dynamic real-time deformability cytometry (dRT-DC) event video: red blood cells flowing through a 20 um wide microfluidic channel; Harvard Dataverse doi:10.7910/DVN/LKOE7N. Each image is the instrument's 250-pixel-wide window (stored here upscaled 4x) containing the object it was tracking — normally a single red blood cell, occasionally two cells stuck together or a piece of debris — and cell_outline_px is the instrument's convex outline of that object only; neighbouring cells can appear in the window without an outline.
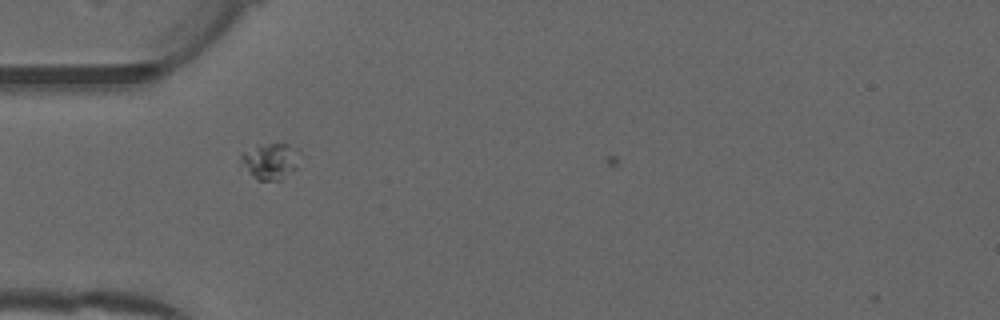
{"species": "common noctule bat (a hibernating species)", "species_latin": "Nyctalus noctula", "temperature_condition": "warm", "stored_images_in_passage": 5, "camera_frame_rate_fps": 3000, "um_per_image_px": 0.085, "animal": {"sex": "male", "forearm_length_mm": 52.5}, "frame": {"image": 1, "passage_image": 1, "time_ms": 0.0, "image_size_px": [1000, 320], "cell_outline_px": [[300, 152], [296, 168], [280, 180], [256, 180], [248, 172], [240, 156], [244, 152], [260, 144], [288, 144], [296, 148]], "centroid_in_image_um": [23.01, 13.69], "position_along_channel_um": 62.0, "area_um2": 12.14}}
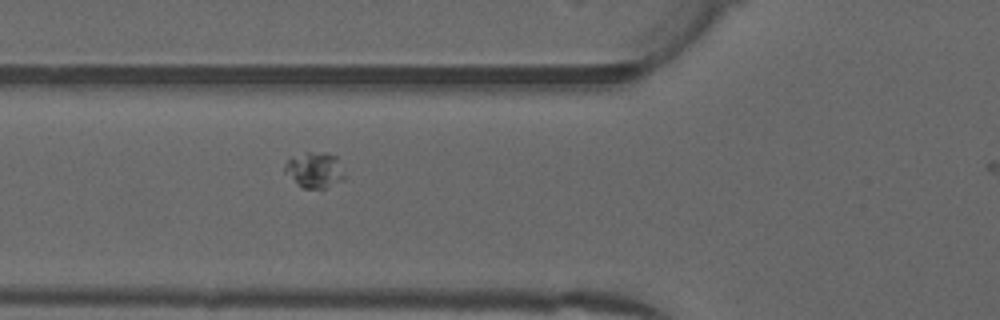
{"frame": {"image": 2, "passage_image": 4, "time_ms": 1.0, "image_size_px": [1000, 320], "cell_outline_px": [[344, 180], [324, 188], [304, 188], [284, 172], [284, 168], [288, 160], [292, 156], [308, 152], [328, 152], [336, 156], [344, 176]], "centroid_in_image_um": [26.74, 14.43], "position_along_channel_um": 99.1, "area_um2": 12.2}}